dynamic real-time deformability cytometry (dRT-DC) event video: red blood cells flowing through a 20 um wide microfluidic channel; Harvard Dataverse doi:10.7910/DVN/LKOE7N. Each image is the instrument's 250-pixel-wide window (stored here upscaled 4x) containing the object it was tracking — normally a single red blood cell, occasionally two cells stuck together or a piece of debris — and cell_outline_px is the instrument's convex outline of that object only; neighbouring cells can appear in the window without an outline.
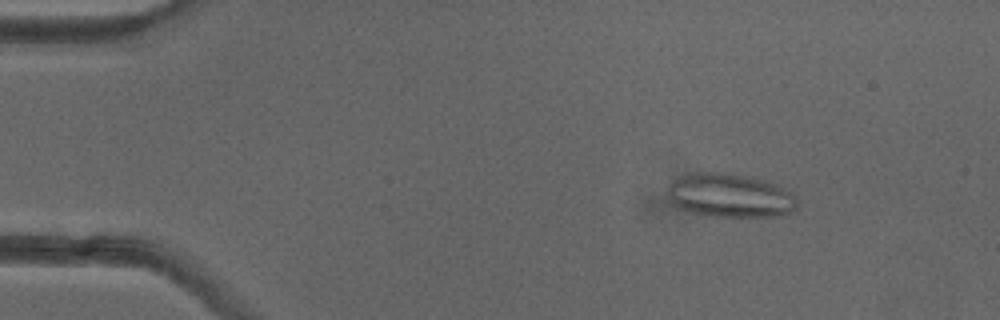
{"species": "common noctule bat (a hibernating species)", "species_latin": "Nyctalus noctula", "temperature_condition": "cold", "stored_images_in_passage": 51, "camera_frame_rate_fps": 3000, "um_per_image_px": 0.085, "animal": {"sex": "female"}, "frame": {"image": 1, "passage_image": 7, "time_ms": 2.0, "image_size_px": [1000, 320], "cell_outline_px": [[796, 208], [792, 212], [780, 216], [712, 216], [692, 212], [680, 208], [668, 200], [668, 184], [672, 180], [680, 176], [700, 172], [720, 172], [744, 176], [764, 180], [776, 184], [792, 192], [796, 196]], "centroid_in_image_um": [62.05, 16.62], "position_along_channel_um": 23.0, "area_um2": 33.0}}
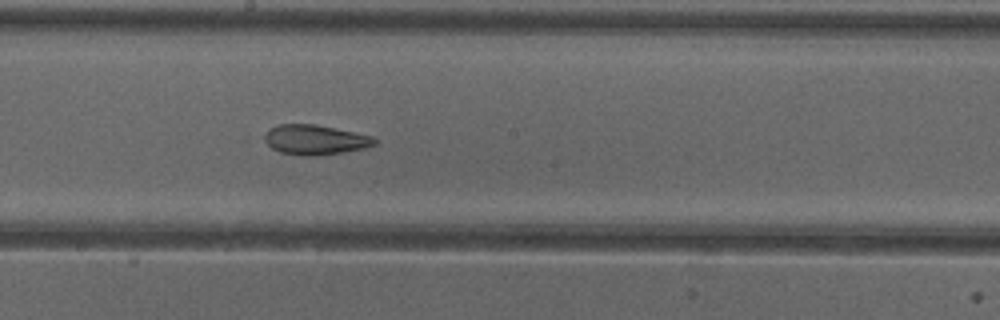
{"frame": {"image": 2, "passage_image": 28, "time_ms": 9.0, "image_size_px": [1000, 320], "cell_outline_px": [[376, 144], [368, 148], [320, 156], [304, 156], [280, 152], [272, 148], [260, 140], [268, 128], [280, 124], [316, 124], [372, 136], [376, 140]], "centroid_in_image_um": [26.74, 11.89], "position_along_channel_um": 221.5, "area_um2": 19.54}}
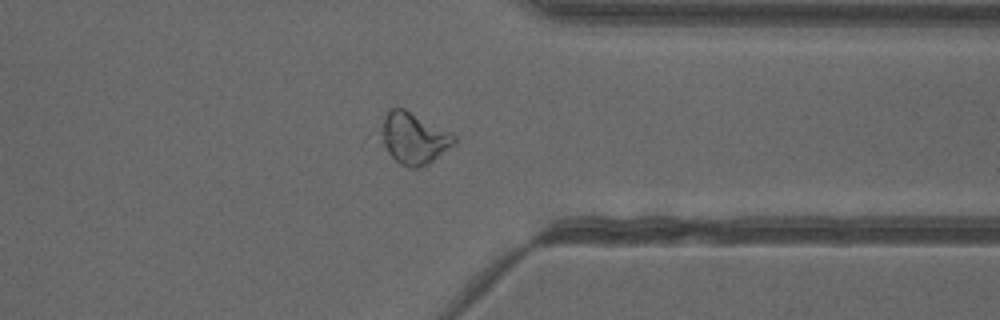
{"frame": {"image": 3, "passage_image": 40, "time_ms": 13.0, "image_size_px": [1000, 320], "cell_outline_px": [[456, 144], [428, 164], [420, 168], [412, 168], [400, 164], [388, 152], [384, 144], [384, 116], [388, 108], [404, 108], [452, 132], [456, 136]], "centroid_in_image_um": [35.25, 11.75], "position_along_channel_um": 376.1, "area_um2": 21.62}, "authors_computed_cell_mechanics": {"area_um2": 23.409, "velocity_mm_per_s": 3.9849, "shape_relaxation_time_tau1_ms": null, "shape_relaxation_time_tau2_ms": 1.9567, "deformation_change_tau1": null, "deformation_change_tau2": 0.098}}